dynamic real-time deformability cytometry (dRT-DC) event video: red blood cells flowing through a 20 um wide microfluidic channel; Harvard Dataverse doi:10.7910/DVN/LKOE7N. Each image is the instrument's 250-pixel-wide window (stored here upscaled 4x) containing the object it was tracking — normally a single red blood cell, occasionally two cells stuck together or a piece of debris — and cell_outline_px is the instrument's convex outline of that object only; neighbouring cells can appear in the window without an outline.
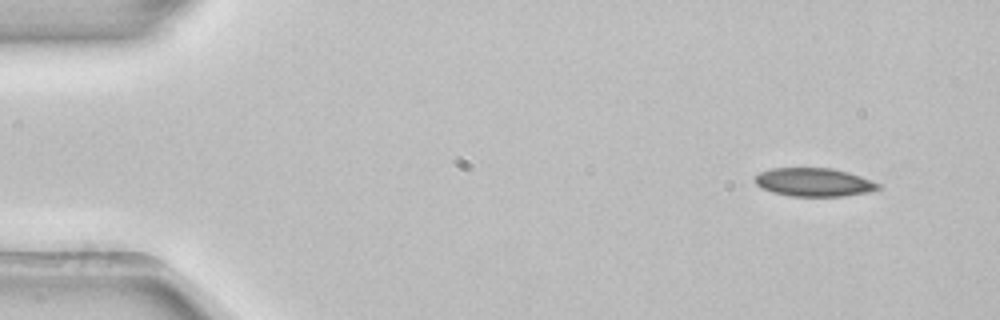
{"species": "common noctule bat (a hibernating species)", "species_latin": "Nyctalus noctula", "temperature_condition": "room temperature", "stored_images_in_passage": 4, "camera_frame_rate_fps": 3000, "um_per_image_px": 0.085, "animal": {"sex": "female", "body_mass_g": 22.7, "forearm_length_mm": 54.2}, "frame": {"image": 1, "passage_image": 1, "time_ms": 0.0, "image_size_px": [1000, 320], "cell_outline_px": [[880, 188], [868, 192], [844, 196], [792, 196], [772, 192], [756, 184], [756, 176], [760, 172], [772, 168], [832, 168], [848, 172], [872, 180], [880, 184]], "centroid_in_image_um": [69.21, 15.48], "position_along_channel_um": 15.8, "area_um2": 20.23}}
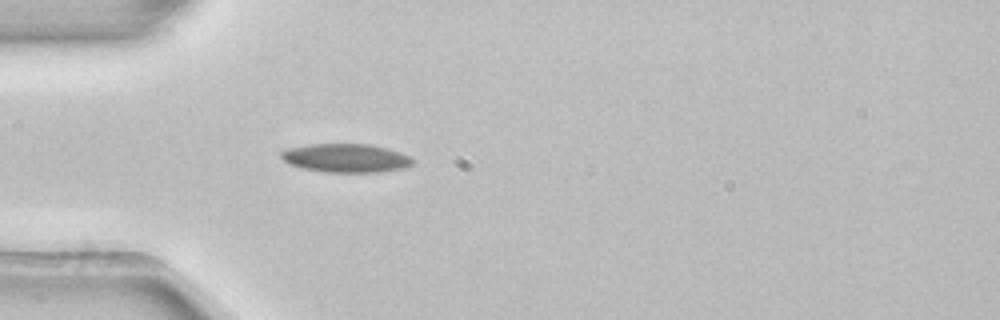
{"frame": {"image": 2, "passage_image": 4, "time_ms": 1.0, "image_size_px": [1000, 320], "cell_outline_px": [[416, 160], [412, 164], [404, 168], [380, 172], [324, 172], [304, 168], [288, 164], [280, 156], [280, 152], [288, 148], [308, 144], [368, 144], [388, 148], [412, 156]], "centroid_in_image_um": [29.43, 13.43], "position_along_channel_um": 55.6, "area_um2": 22.14}}